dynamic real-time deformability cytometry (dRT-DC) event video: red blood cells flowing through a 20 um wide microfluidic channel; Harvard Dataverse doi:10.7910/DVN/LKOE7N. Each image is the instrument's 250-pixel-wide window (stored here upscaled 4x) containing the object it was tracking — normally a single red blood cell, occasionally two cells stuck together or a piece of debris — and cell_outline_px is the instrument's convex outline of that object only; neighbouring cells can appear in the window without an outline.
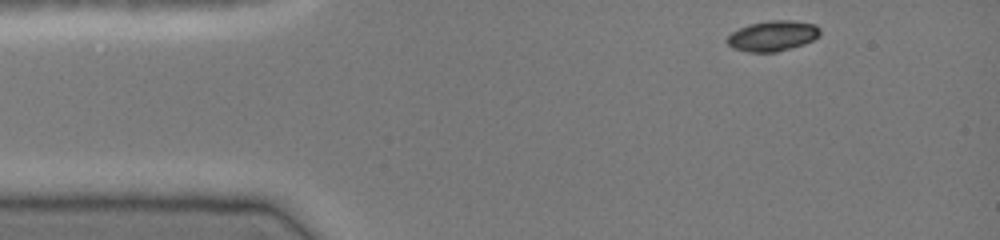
{"species": "common noctule bat (a hibernating species)", "species_latin": "Nyctalus noctula", "temperature_condition": "cold", "stored_images_in_passage": 29, "camera_frame_rate_fps": 3000, "um_per_image_px": 0.085, "animal": {"sex": "female", "body_mass_g": 19.0, "forearm_length_mm": 51.5}, "frame": {"image": 1, "passage_image": 1, "time_ms": 0.0, "image_size_px": [1000, 240], "cell_outline_px": [[820, 36], [804, 44], [792, 48], [776, 52], [748, 52], [732, 48], [724, 40], [732, 32], [748, 24], [768, 20], [792, 20], [816, 24], [820, 28]], "centroid_in_image_um": [65.68, 3.05], "position_along_channel_um": 19.3, "area_um2": 16.7}}
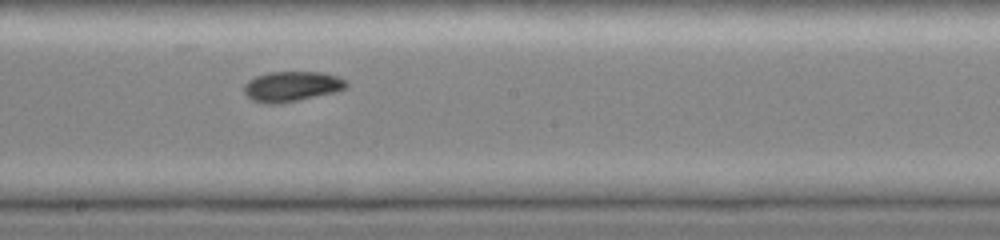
{"frame": {"image": 2, "passage_image": 17, "time_ms": 5.333, "image_size_px": [1000, 240], "cell_outline_px": [[348, 84], [344, 88], [336, 92], [280, 104], [268, 104], [252, 100], [244, 92], [244, 84], [248, 80], [256, 76], [268, 72], [320, 72], [336, 76], [344, 80]], "centroid_in_image_um": [24.76, 7.35], "position_along_channel_um": 223.4, "area_um2": 17.92}}
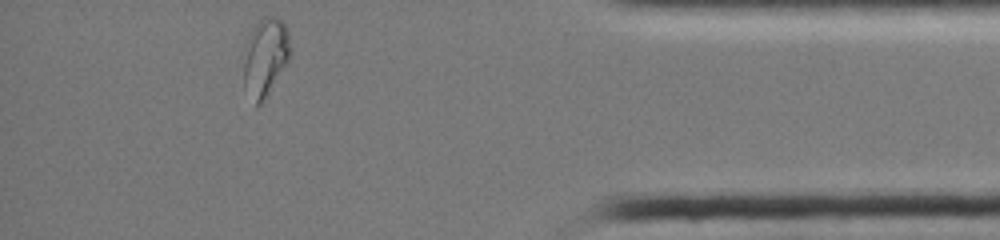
{"frame": {"image": 3, "passage_image": 29, "time_ms": 9.333, "image_size_px": [1000, 240], "cell_outline_px": [[292, 52], [288, 60], [260, 104], [256, 104], [244, 84], [244, 44], [252, 28], [264, 16], [276, 16], [284, 24], [288, 32]], "centroid_in_image_um": [22.55, 4.75], "position_along_channel_um": 412.7, "area_um2": 20.81}}